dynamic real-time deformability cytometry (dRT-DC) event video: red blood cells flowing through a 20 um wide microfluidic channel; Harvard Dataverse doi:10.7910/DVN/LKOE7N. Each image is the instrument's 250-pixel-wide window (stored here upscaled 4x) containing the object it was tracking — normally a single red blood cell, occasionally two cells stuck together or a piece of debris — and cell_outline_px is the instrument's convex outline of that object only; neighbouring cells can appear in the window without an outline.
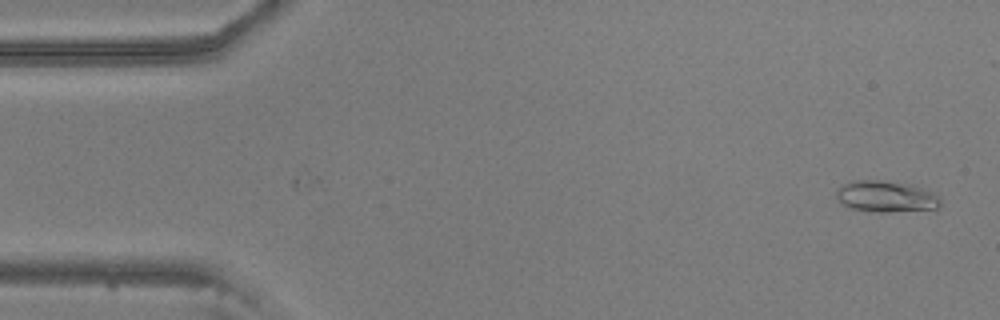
{"species": "common noctule bat (a hibernating species)", "species_latin": "Nyctalus noctula", "temperature_condition": "warm", "stored_images_in_passage": 53, "camera_frame_rate_fps": 3000, "um_per_image_px": 0.085, "animal": {"sex": "male", "body_mass_g": 20.5, "forearm_length_mm": 52.5}, "frame": {"image": 1, "passage_image": 1, "time_ms": 0.0, "image_size_px": [1000, 320], "cell_outline_px": [[940, 204], [936, 208], [888, 212], [876, 212], [848, 208], [840, 204], [836, 196], [836, 188], [840, 184], [848, 180], [880, 180], [916, 184], [940, 196]], "centroid_in_image_um": [75.25, 16.67], "position_along_channel_um": 9.8, "area_um2": 19.54}}
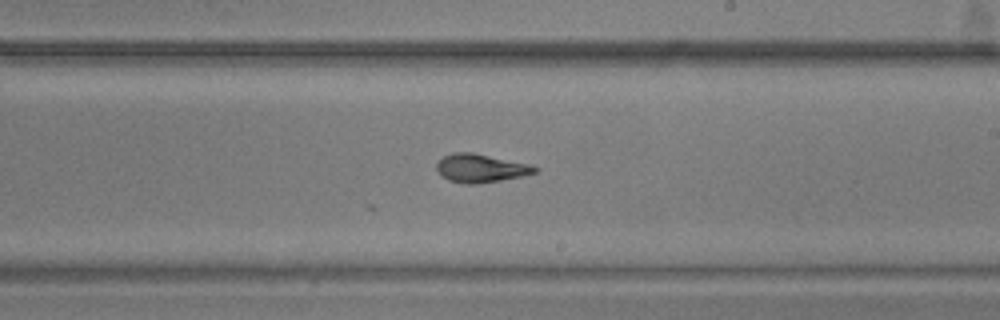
{"frame": {"image": 2, "passage_image": 30, "time_ms": 9.667, "image_size_px": [1000, 320], "cell_outline_px": [[540, 168], [536, 172], [520, 176], [500, 180], [476, 184], [464, 184], [448, 180], [436, 168], [436, 164], [444, 156], [452, 152], [472, 152], [528, 164]], "centroid_in_image_um": [40.84, 14.29], "position_along_channel_um": 248.2, "area_um2": 15.95}}
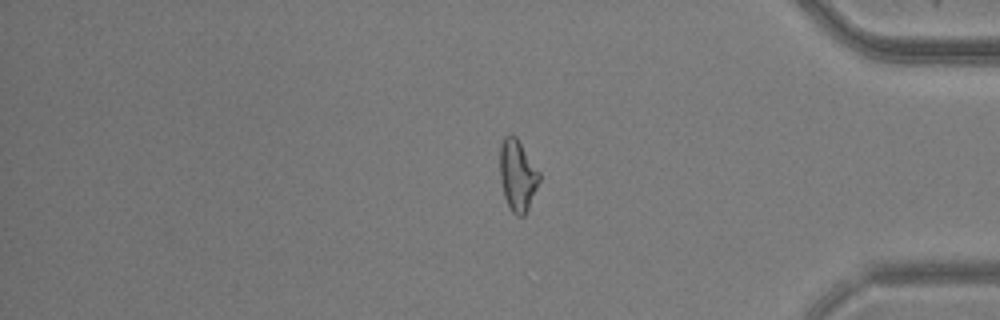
{"frame": {"image": 3, "passage_image": 44, "time_ms": 14.333, "image_size_px": [1000, 320], "cell_outline_px": [[540, 180], [528, 208], [524, 216], [516, 216], [512, 212], [504, 196], [500, 180], [500, 144], [504, 136], [508, 132], [512, 132], [516, 136], [540, 172]], "centroid_in_image_um": [43.98, 14.85], "position_along_channel_um": 391.2, "area_um2": 16.53}, "authors_computed_cell_mechanics": {"area_um2": 16.2996, "velocity_mm_per_s": 3.6627, "shape_relaxation_time_tau1_ms": 9.3263, "shape_relaxation_time_tau2_ms": 2.2125, "deformation_change_tau1": 0.2359, "deformation_change_tau2": 0.0746}}